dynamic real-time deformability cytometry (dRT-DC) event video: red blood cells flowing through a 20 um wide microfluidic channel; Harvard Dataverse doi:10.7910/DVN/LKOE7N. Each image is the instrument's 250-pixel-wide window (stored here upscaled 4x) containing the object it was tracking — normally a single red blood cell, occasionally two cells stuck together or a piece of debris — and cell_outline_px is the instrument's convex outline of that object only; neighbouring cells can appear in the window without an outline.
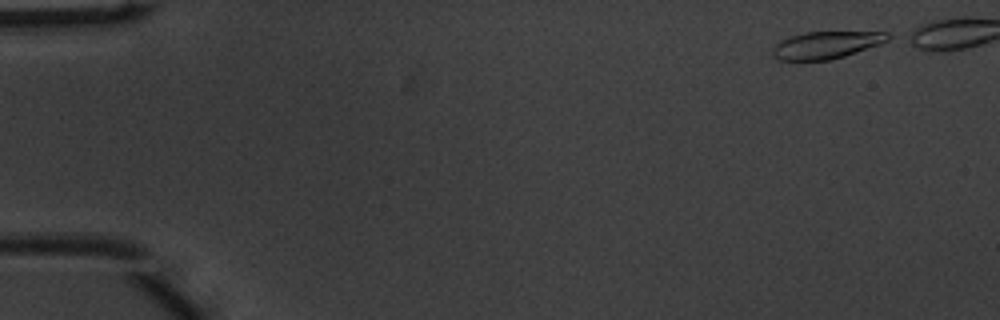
{"species": "common noctule bat (a hibernating species)", "species_latin": "Nyctalus noctula", "temperature_condition": "warm", "stored_images_in_passage": 40, "camera_frame_rate_fps": 3000, "um_per_image_px": 0.085, "animal": {"sex": "male", "body_mass_g": 20.1, "forearm_length_mm": 53.5}, "frame": {"image": 1, "passage_image": 1, "time_ms": 0.0, "image_size_px": [1000, 320], "cell_outline_px": [[896, 36], [888, 40], [856, 52], [844, 56], [828, 60], [780, 60], [772, 52], [772, 48], [780, 40], [804, 32], [888, 32]], "centroid_in_image_um": [70.26, 3.81], "position_along_channel_um": 14.7, "area_um2": 18.09}}
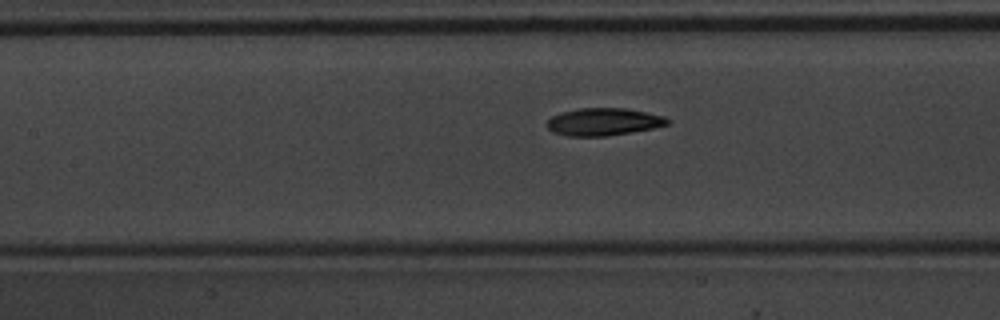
{"frame": {"image": 2, "passage_image": 21, "time_ms": 6.667, "image_size_px": [1000, 320], "cell_outline_px": [[672, 120], [668, 124], [652, 128], [632, 132], [604, 136], [568, 136], [552, 132], [548, 128], [548, 120], [552, 116], [560, 112], [580, 108], [624, 108], [664, 116]], "centroid_in_image_um": [51.29, 10.35], "position_along_channel_um": 156.1, "area_um2": 19.19}}
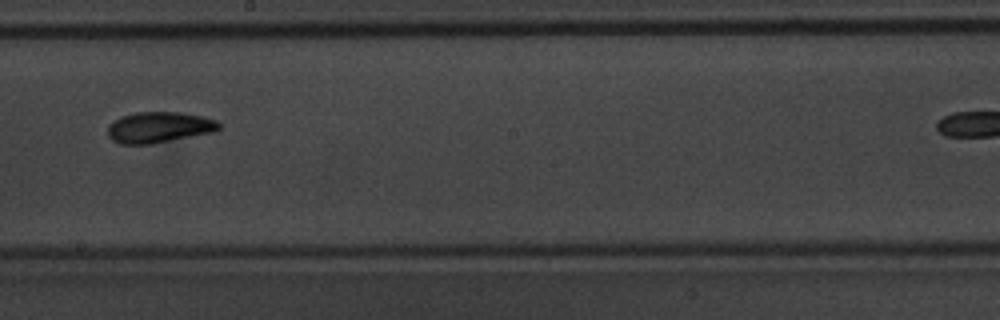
{"frame": {"image": 3, "passage_image": 27, "time_ms": 8.667, "image_size_px": [1000, 320], "cell_outline_px": [[220, 128], [212, 132], [152, 144], [120, 144], [112, 140], [108, 136], [108, 124], [120, 116], [136, 112], [180, 112], [200, 116], [216, 120], [220, 124]], "centroid_in_image_um": [13.47, 10.82], "position_along_channel_um": 234.7, "area_um2": 20.0}}